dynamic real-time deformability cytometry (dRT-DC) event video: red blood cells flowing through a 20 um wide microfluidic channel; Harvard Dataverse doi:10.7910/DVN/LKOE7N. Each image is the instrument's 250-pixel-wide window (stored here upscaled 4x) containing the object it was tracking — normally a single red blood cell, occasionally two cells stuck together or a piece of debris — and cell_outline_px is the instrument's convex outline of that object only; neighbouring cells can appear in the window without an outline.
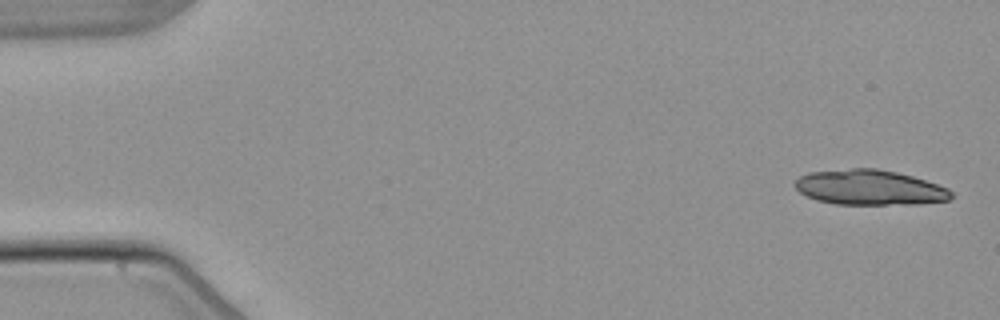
{"species": "common noctule bat (a hibernating species)", "species_latin": "Nyctalus noctula", "temperature_condition": "warm", "stored_images_in_passage": 3, "camera_frame_rate_fps": 3000, "um_per_image_px": 0.085, "animal": {"sex": "male", "body_mass_g": 21.5, "forearm_length_mm": 52.0}, "frame": {"image": 1, "passage_image": 1, "time_ms": 0.0, "image_size_px": [1000, 320], "cell_outline_px": [[952, 196], [948, 200], [916, 204], [836, 204], [816, 200], [800, 192], [792, 184], [800, 176], [808, 172], [852, 168], [876, 168], [896, 172], [912, 176], [948, 188], [952, 192]], "centroid_in_image_um": [73.88, 15.93], "position_along_channel_um": 11.1, "area_um2": 31.91}}